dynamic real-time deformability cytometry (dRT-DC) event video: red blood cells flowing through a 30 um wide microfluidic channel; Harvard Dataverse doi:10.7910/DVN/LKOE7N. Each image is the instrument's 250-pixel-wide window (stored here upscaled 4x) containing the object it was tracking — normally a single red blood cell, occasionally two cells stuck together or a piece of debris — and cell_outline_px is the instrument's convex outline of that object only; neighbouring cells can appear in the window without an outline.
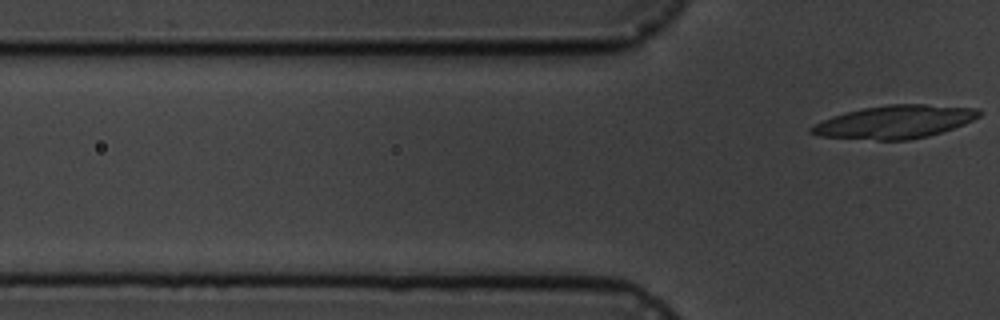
{"species": "common noctule bat (a hibernating species)", "species_latin": "Nyctalus noctula", "temperature_condition": "cold", "stored_images_in_passage": 3, "camera_frame_rate_fps": 3000, "um_per_image_px": 0.085, "animal": {"sex": "male", "body_mass_g": 19.5, "forearm_length_mm": 54.6}, "frame": {"image": 1, "passage_image": 3, "time_ms": 3.0, "image_size_px": [1000, 320], "cell_outline_px": [[980, 116], [964, 124], [928, 136], [908, 140], [876, 140], [820, 136], [808, 132], [808, 128], [832, 116], [864, 108], [888, 104], [928, 104], [980, 108]], "centroid_in_image_um": [76.08, 10.35], "position_along_channel_um": 49.7, "area_um2": 32.14}}